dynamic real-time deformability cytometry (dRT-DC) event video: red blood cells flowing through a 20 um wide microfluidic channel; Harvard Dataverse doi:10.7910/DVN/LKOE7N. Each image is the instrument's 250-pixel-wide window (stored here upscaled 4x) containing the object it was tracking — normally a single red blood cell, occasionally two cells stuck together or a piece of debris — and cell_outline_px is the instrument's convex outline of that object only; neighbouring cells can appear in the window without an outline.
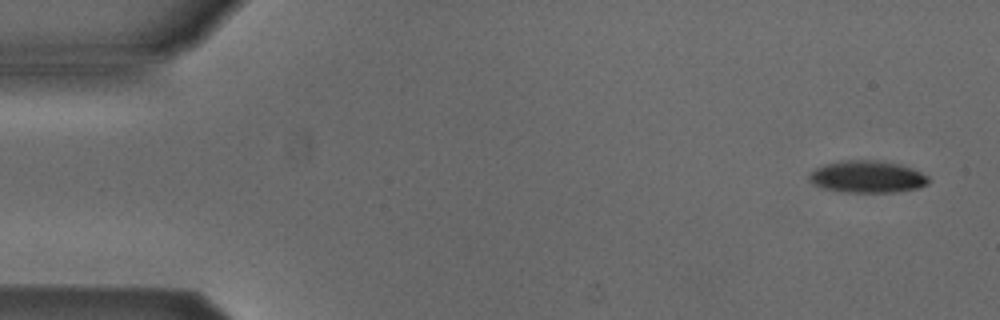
{"species": "Egyptian fruit bat (a non-hibernating species)", "species_latin": "Rousettus aegyptiacus", "temperature_condition": "cold", "stored_images_in_passage": 4, "camera_frame_rate_fps": 3000, "um_per_image_px": 0.085, "animal": {"sex": "male"}, "frame": {"image": 1, "passage_image": 1, "time_ms": 0.0, "image_size_px": [1000, 320], "cell_outline_px": [[928, 184], [920, 188], [892, 192], [840, 192], [820, 188], [812, 184], [808, 180], [808, 176], [816, 168], [824, 164], [840, 160], [876, 160], [900, 164], [912, 168], [928, 176]], "centroid_in_image_um": [73.68, 15.03], "position_along_channel_um": 11.3, "area_um2": 22.54}}
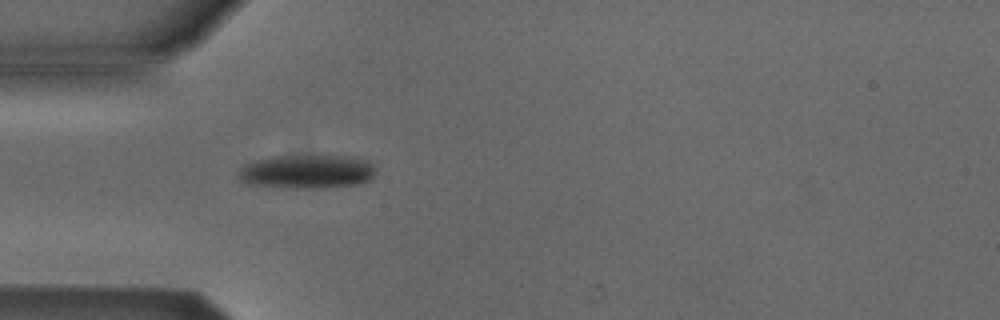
{"frame": {"image": 2, "passage_image": 4, "time_ms": 4.333, "image_size_px": [1000, 320], "cell_outline_px": [[376, 172], [368, 180], [360, 184], [324, 188], [280, 188], [248, 184], [240, 180], [236, 172], [244, 164], [256, 160], [272, 156], [352, 156], [368, 160], [376, 168]], "centroid_in_image_um": [26.07, 14.6], "position_along_channel_um": 58.9, "area_um2": 27.51}}